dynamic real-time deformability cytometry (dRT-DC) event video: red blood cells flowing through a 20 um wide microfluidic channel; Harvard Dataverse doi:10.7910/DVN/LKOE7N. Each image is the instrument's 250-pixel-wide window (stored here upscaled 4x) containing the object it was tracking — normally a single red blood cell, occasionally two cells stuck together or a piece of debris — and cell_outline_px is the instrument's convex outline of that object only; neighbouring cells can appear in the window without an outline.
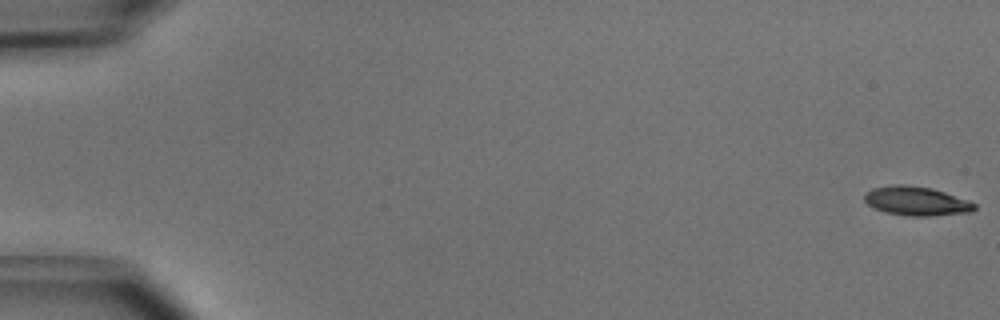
{"species": "common noctule bat (a hibernating species)", "species_latin": "Nyctalus noctula", "temperature_condition": "cold", "stored_images_in_passage": 52, "camera_frame_rate_fps": 3000, "um_per_image_px": 0.085, "animal": {"sex": "male", "body_mass_g": 15.6}, "frame": {"image": 1, "passage_image": 1, "time_ms": 0.0, "image_size_px": [1000, 320], "cell_outline_px": [[976, 208], [972, 212], [932, 216], [904, 216], [884, 212], [868, 204], [864, 200], [864, 192], [872, 188], [888, 184], [904, 184], [932, 188], [968, 200], [976, 204]], "centroid_in_image_um": [77.87, 17.08], "position_along_channel_um": 7.1, "area_um2": 18.9}}
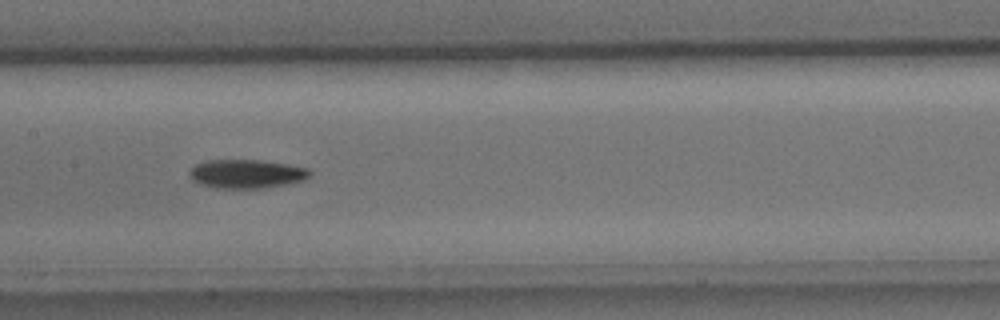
{"frame": {"image": 2, "passage_image": 26, "time_ms": 8.333, "image_size_px": [1000, 320], "cell_outline_px": [[312, 172], [304, 180], [288, 184], [264, 188], [216, 188], [200, 184], [192, 180], [188, 176], [188, 172], [196, 164], [208, 160], [264, 160], [308, 168]], "centroid_in_image_um": [20.94, 14.78], "position_along_channel_um": 186.5, "area_um2": 20.29}}
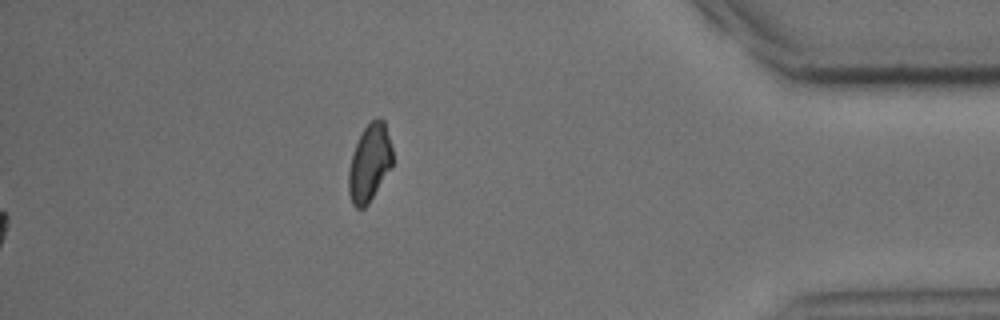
{"frame": {"image": 3, "passage_image": 52, "time_ms": 17.0, "image_size_px": [1000, 320], "cell_outline_px": [[392, 164], [368, 204], [364, 208], [356, 208], [352, 204], [348, 192], [348, 172], [352, 152], [364, 128], [376, 116], [384, 120], [392, 148]], "centroid_in_image_um": [31.39, 13.84], "position_along_channel_um": 403.8, "area_um2": 19.59}, "authors_computed_cell_mechanics": {"area_um2": 19.1029, "velocity_mm_per_s": 4.0418, "shape_relaxation_time_tau1_ms": 2.4764, "shape_relaxation_time_tau2_ms": null, "deformation_change_tau1": 0.1202, "deformation_change_tau2": null}}